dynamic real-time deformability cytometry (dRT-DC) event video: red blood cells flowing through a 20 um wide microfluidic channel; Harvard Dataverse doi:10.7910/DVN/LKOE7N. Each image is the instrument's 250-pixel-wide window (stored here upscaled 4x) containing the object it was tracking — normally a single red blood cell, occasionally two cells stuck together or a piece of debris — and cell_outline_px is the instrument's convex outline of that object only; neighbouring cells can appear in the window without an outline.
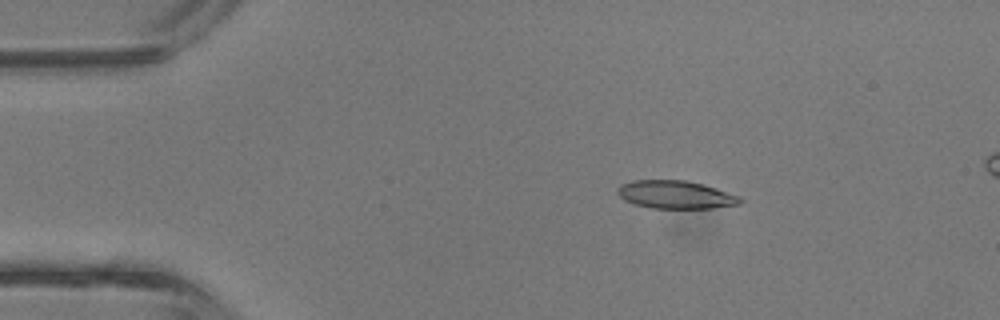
{"species": "common noctule bat (a hibernating species)", "species_latin": "Nyctalus noctula", "temperature_condition": "room temperature", "stored_images_in_passage": 4, "segment_of_instrument_passage": [1, 2], "camera_frame_rate_fps": 3000, "um_per_image_px": 0.085, "animal": {"sex": "male", "body_mass_g": 13.3}, "frame": {"image": 1, "passage_image": 2, "time_ms": 0.333, "image_size_px": [1000, 320], "cell_outline_px": [[744, 200], [740, 204], [712, 208], [652, 208], [636, 204], [624, 200], [616, 192], [616, 188], [620, 184], [632, 180], [684, 180], [704, 184], [740, 196]], "centroid_in_image_um": [57.42, 16.54], "position_along_channel_um": 27.6, "area_um2": 20.11}}